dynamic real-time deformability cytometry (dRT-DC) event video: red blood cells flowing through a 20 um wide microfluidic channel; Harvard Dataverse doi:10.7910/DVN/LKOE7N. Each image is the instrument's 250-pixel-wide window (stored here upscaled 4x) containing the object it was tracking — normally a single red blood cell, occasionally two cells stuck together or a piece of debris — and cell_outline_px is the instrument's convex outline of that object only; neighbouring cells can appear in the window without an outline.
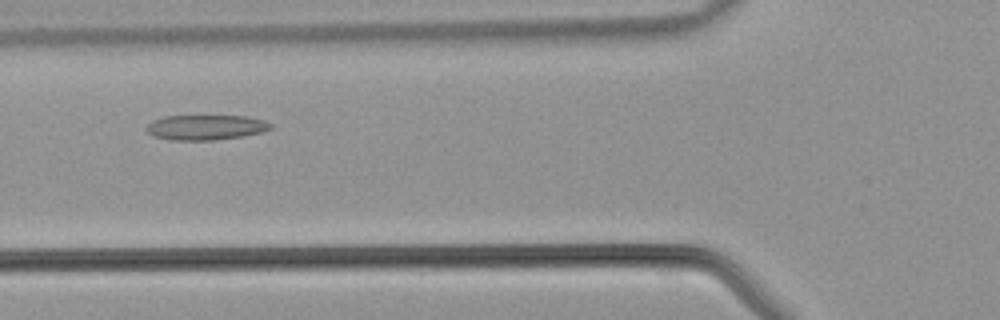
{"species": "common noctule bat (a hibernating species)", "species_latin": "Nyctalus noctula", "temperature_condition": "warm", "stored_images_in_passage": 37, "camera_frame_rate_fps": 3000, "um_per_image_px": 0.085, "animal": {"sex": "male", "body_mass_g": 21.5, "forearm_length_mm": 52.0}, "frame": {"image": 1, "passage_image": 10, "time_ms": 3.0, "image_size_px": [1000, 320], "cell_outline_px": [[272, 128], [260, 132], [240, 136], [212, 140], [172, 140], [152, 136], [144, 128], [152, 120], [164, 116], [248, 116], [264, 120], [272, 124]], "centroid_in_image_um": [17.44, 10.82], "position_along_channel_um": 108.4, "area_um2": 18.09}}
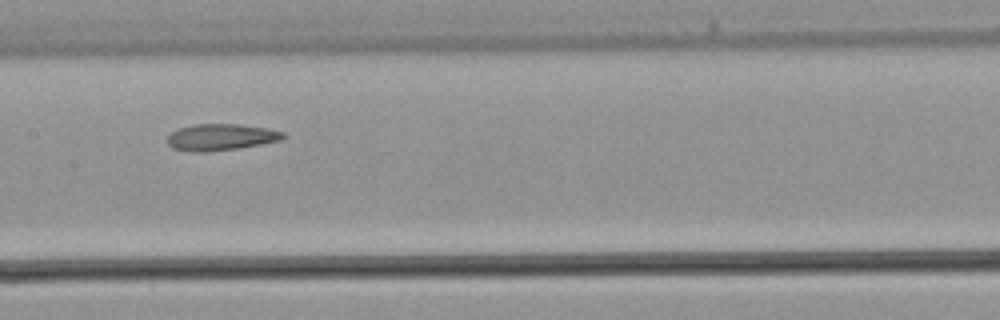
{"frame": {"image": 2, "passage_image": 15, "time_ms": 4.667, "image_size_px": [1000, 320], "cell_outline_px": [[288, 136], [280, 140], [240, 148], [208, 152], [192, 152], [172, 148], [168, 144], [168, 136], [172, 132], [180, 128], [192, 124], [240, 124], [268, 128], [284, 132]], "centroid_in_image_um": [18.8, 11.66], "position_along_channel_um": 188.6, "area_um2": 18.03}}
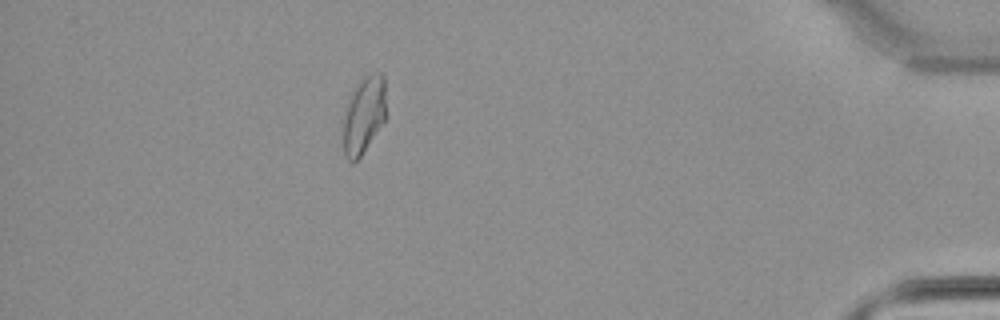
{"frame": {"image": 3, "passage_image": 32, "time_ms": 10.333, "image_size_px": [1000, 320], "cell_outline_px": [[388, 116], [360, 156], [352, 164], [344, 156], [344, 120], [348, 104], [360, 80], [364, 76], [376, 72], [380, 72], [384, 76]], "centroid_in_image_um": [30.99, 9.77], "position_along_channel_um": 404.2, "area_um2": 19.13}}